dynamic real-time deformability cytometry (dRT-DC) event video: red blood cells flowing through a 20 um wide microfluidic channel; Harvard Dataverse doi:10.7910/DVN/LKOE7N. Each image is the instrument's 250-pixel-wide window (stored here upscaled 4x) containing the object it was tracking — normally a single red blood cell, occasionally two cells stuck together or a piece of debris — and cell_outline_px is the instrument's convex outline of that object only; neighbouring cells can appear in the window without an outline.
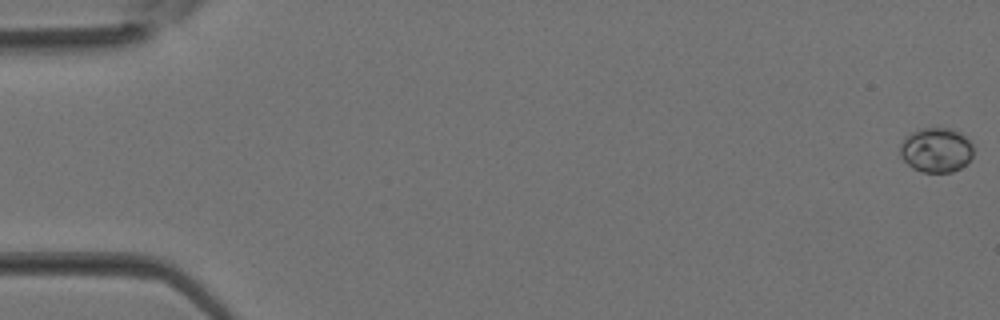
{"species": "Egyptian fruit bat (a non-hibernating species)", "species_latin": "Rousettus aegyptiacus", "temperature_condition": "room temperature", "stored_images_in_passage": 37, "camera_frame_rate_fps": 3000, "um_per_image_px": 0.085, "animal": {"sex": "female"}, "frame": {"image": 1, "passage_image": 1, "time_ms": 0.0, "image_size_px": [1000, 320], "cell_outline_px": [[972, 156], [960, 168], [952, 172], [924, 172], [912, 168], [900, 156], [900, 144], [912, 132], [920, 128], [948, 128], [960, 132], [968, 136], [972, 144]], "centroid_in_image_um": [79.58, 12.74], "position_along_channel_um": 5.4, "area_um2": 19.02}}
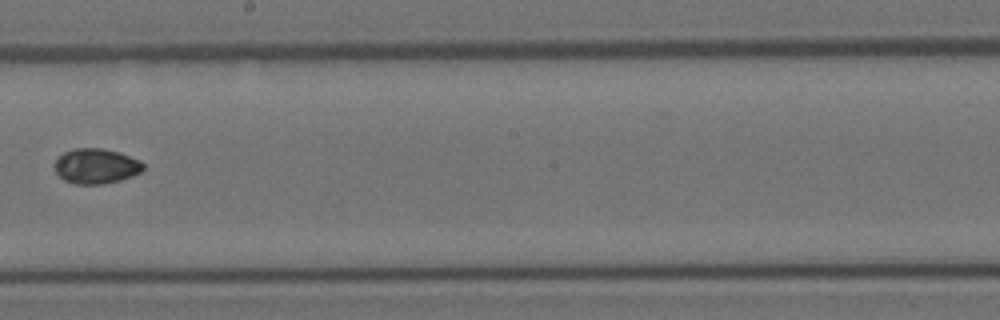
{"frame": {"image": 2, "passage_image": 22, "time_ms": 7.0, "image_size_px": [1000, 320], "cell_outline_px": [[144, 168], [140, 172], [132, 176], [120, 180], [104, 184], [76, 184], [64, 180], [56, 172], [56, 160], [64, 152], [76, 148], [104, 148], [120, 152], [140, 160], [144, 164]], "centroid_in_image_um": [8.2, 14.11], "position_along_channel_um": 240.0, "area_um2": 18.09}}
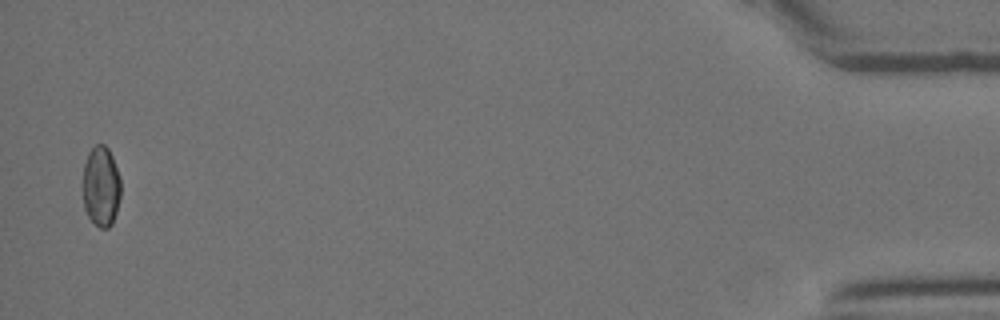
{"frame": {"image": 3, "passage_image": 37, "time_ms": 12.0, "image_size_px": [1000, 320], "cell_outline_px": [[120, 196], [116, 212], [112, 224], [108, 228], [100, 228], [88, 216], [84, 208], [84, 164], [88, 152], [96, 144], [104, 144], [108, 148], [112, 156], [120, 176]], "centroid_in_image_um": [8.6, 15.83], "position_along_channel_um": 426.6, "area_um2": 17.63}}